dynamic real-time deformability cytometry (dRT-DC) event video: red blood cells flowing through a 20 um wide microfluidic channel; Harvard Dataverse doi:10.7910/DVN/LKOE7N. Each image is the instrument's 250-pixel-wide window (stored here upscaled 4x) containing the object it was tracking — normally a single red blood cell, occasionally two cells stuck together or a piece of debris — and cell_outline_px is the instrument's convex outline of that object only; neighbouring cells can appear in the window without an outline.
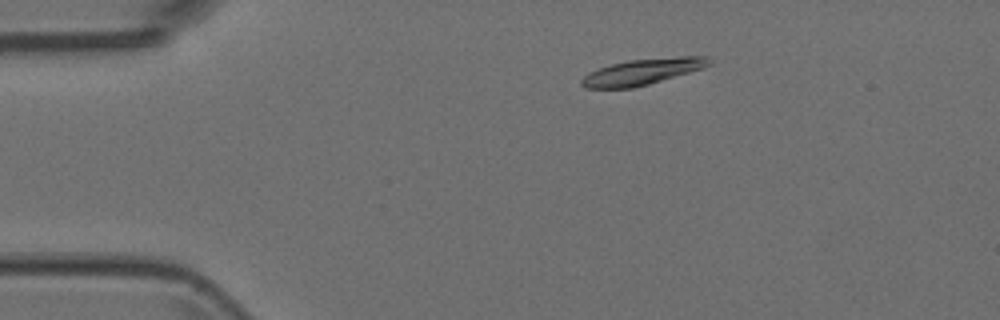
{"species": "Egyptian fruit bat (a non-hibernating species)", "species_latin": "Rousettus aegyptiacus", "temperature_condition": "room temperature", "stored_images_in_passage": 2, "camera_frame_rate_fps": 3000, "um_per_image_px": 0.085, "animal": {"sex": "female"}, "frame": {"image": 1, "passage_image": 1, "time_ms": 0.0, "image_size_px": [1000, 320], "cell_outline_px": [[712, 64], [704, 68], [648, 84], [632, 88], [584, 88], [580, 84], [580, 80], [588, 72], [612, 64], [628, 60], [680, 56], [708, 56], [712, 60]], "centroid_in_image_um": [54.63, 6.09], "position_along_channel_um": 30.4, "area_um2": 19.36}}